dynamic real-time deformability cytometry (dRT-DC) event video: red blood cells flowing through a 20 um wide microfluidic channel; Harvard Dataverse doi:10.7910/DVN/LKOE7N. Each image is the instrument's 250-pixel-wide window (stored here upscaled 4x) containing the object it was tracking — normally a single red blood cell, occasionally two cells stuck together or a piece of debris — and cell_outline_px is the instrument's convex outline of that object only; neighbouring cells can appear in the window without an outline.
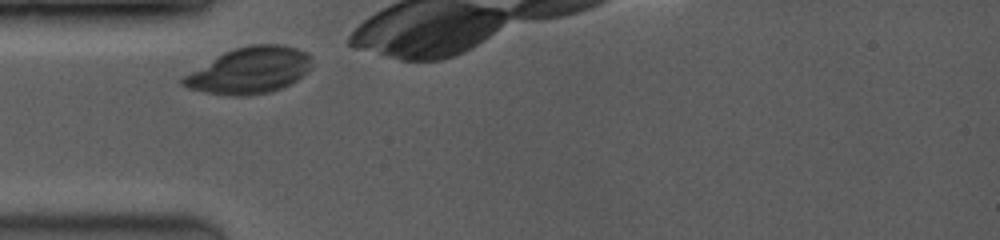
{"species": "common noctule bat (a hibernating species)", "species_latin": "Nyctalus noctula", "temperature_condition": "room temperature", "stored_images_in_passage": 12, "camera_frame_rate_fps": 3500, "um_per_image_px": 0.085, "animal": {"sex": "female", "body_mass_g": 19.0, "forearm_length_mm": 53.3}, "frame": {"image": 1, "passage_image": 1, "time_ms": 0.0, "image_size_px": [1000, 240], "cell_outline_px": [[312, 64], [308, 72], [296, 80], [280, 88], [268, 92], [248, 96], [228, 96], [204, 92], [188, 88], [180, 84], [180, 80], [184, 76], [224, 52], [248, 44], [280, 44], [296, 48], [308, 52], [312, 56]], "centroid_in_image_um": [21.24, 5.98], "position_along_channel_um": 63.8, "area_um2": 34.74}}